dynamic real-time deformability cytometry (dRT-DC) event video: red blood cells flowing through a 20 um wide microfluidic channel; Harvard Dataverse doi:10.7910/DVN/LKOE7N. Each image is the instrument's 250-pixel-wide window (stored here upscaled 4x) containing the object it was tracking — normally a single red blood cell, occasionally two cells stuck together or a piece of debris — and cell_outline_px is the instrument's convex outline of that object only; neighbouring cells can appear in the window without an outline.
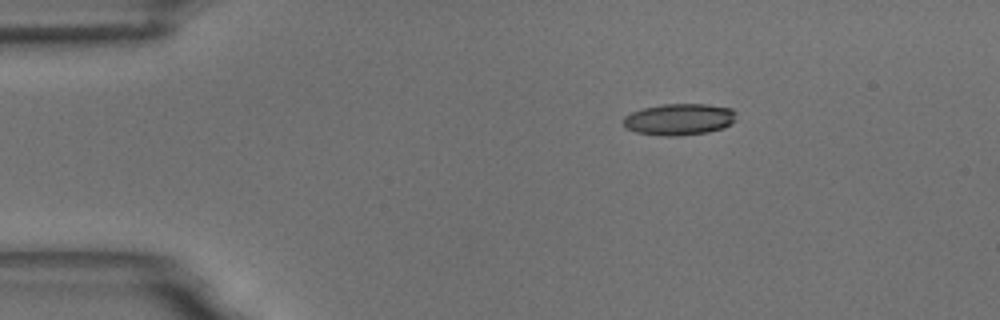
{"species": "common noctule bat (a hibernating species)", "species_latin": "Nyctalus noctula", "temperature_condition": "room temperature", "stored_images_in_passage": 47, "camera_frame_rate_fps": 3000, "um_per_image_px": 0.085, "animal": {"sex": "male", "body_mass_g": 18.8}, "frame": {"image": 1, "passage_image": 1, "time_ms": 0.0, "image_size_px": [1000, 320], "cell_outline_px": [[736, 120], [732, 124], [724, 128], [708, 132], [676, 136], [660, 136], [636, 132], [624, 128], [624, 116], [632, 112], [644, 108], [664, 104], [708, 104], [732, 108], [736, 112]], "centroid_in_image_um": [57.77, 10.15], "position_along_channel_um": 27.2, "area_um2": 20.98}}
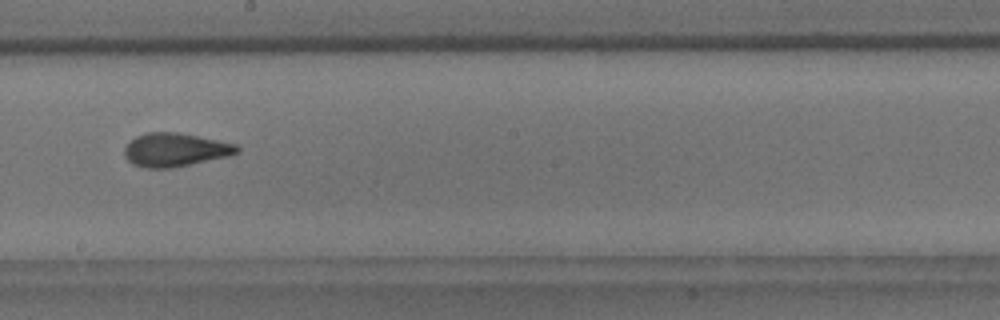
{"frame": {"image": 2, "passage_image": 23, "time_ms": 7.333, "image_size_px": [1000, 320], "cell_outline_px": [[240, 152], [228, 156], [172, 168], [148, 168], [132, 164], [124, 156], [124, 148], [136, 136], [144, 132], [176, 132], [236, 144], [240, 148]], "centroid_in_image_um": [14.87, 12.73], "position_along_channel_um": 233.3, "area_um2": 21.85}}
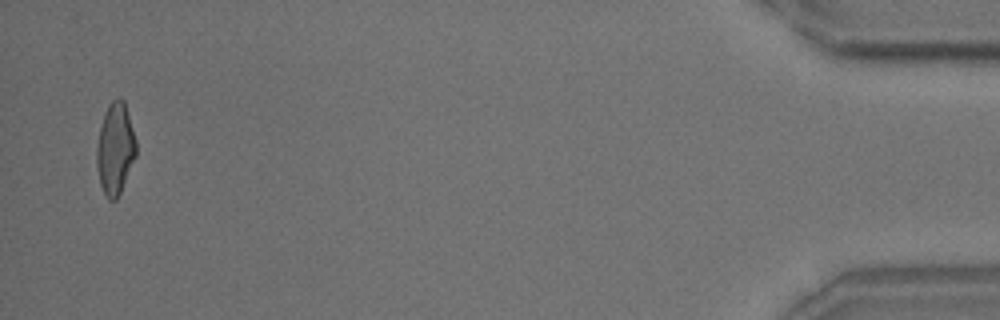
{"frame": {"image": 3, "passage_image": 46, "time_ms": 15.0, "image_size_px": [1000, 320], "cell_outline_px": [[136, 156], [120, 192], [116, 200], [108, 200], [100, 184], [96, 164], [96, 148], [100, 128], [104, 112], [108, 104], [116, 96], [120, 96], [124, 100], [136, 140]], "centroid_in_image_um": [9.79, 12.6], "position_along_channel_um": 425.4, "area_um2": 21.1}, "authors_computed_cell_mechanics": {"area_um2": 21.3282, "velocity_mm_per_s": 3.6311, "shape_relaxation_time_tau1_ms": 9.2546, "shape_relaxation_time_tau2_ms": 1.623, "deformation_change_tau1": 0.2296, "deformation_change_tau2": 0.0972}}